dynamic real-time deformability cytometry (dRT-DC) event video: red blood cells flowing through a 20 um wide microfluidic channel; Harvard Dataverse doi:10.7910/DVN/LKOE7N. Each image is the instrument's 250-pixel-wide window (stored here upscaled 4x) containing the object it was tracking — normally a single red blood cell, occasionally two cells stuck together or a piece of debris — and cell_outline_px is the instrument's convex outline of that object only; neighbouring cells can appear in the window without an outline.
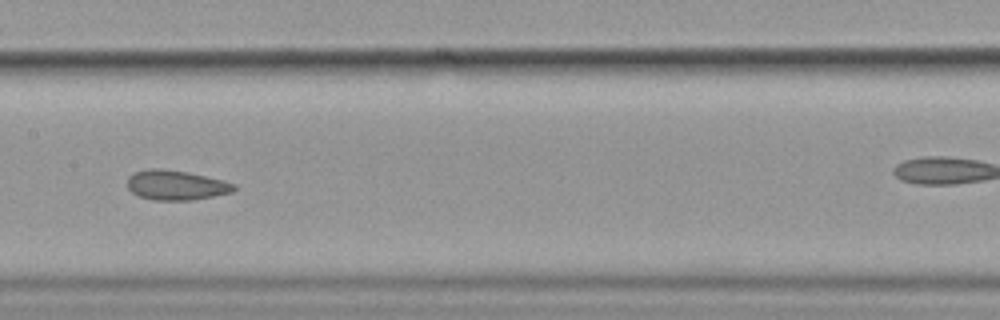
{"species": "common noctule bat (a hibernating species)", "species_latin": "Nyctalus noctula", "temperature_condition": "cold", "stored_images_in_passage": 8, "camera_frame_rate_fps": 3000, "um_per_image_px": 0.085, "animal": {"sex": "female", "body_mass_g": 19.9}, "frame": {"image": 1, "passage_image": 5, "time_ms": 4.667, "image_size_px": [1000, 320], "cell_outline_px": [[236, 188], [232, 192], [192, 200], [152, 200], [140, 196], [132, 192], [128, 188], [128, 176], [136, 172], [152, 168], [160, 168], [188, 172], [224, 180], [236, 184]], "centroid_in_image_um": [14.98, 15.73], "position_along_channel_um": 192.4, "area_um2": 18.44}}
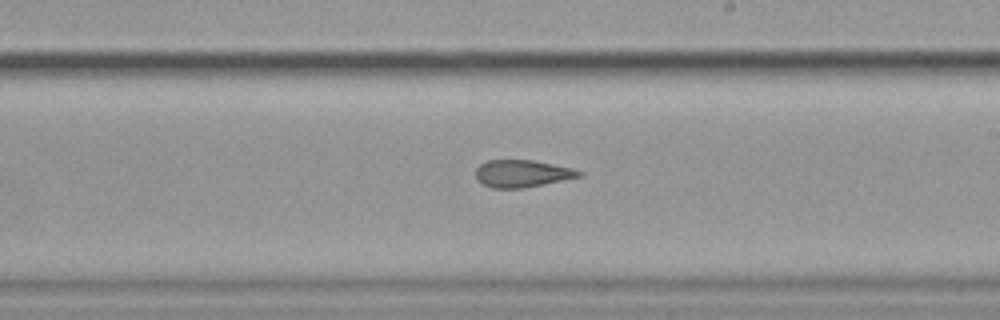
{"frame": {"image": 2, "passage_image": 7, "time_ms": 8.0, "image_size_px": [1000, 320], "cell_outline_px": [[584, 176], [524, 188], [492, 188], [480, 184], [476, 180], [476, 168], [480, 164], [488, 160], [532, 160], [572, 168], [584, 172]], "centroid_in_image_um": [44.37, 14.76], "position_along_channel_um": 244.6, "area_um2": 16.59}}
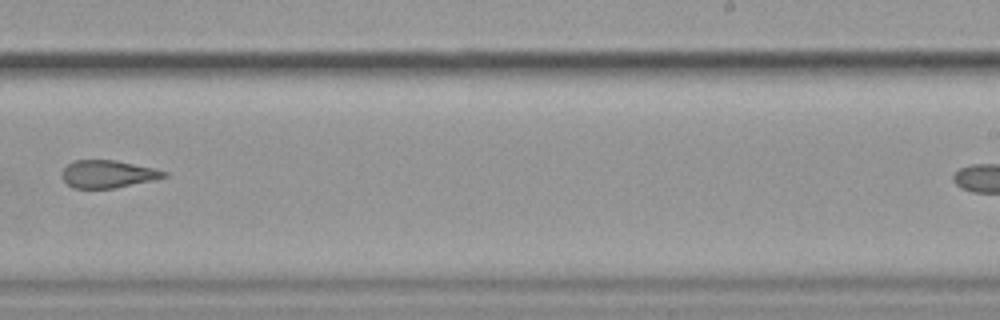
{"frame": {"image": 3, "passage_image": 8, "time_ms": 9.0, "image_size_px": [1000, 320], "cell_outline_px": [[168, 176], [152, 180], [116, 188], [72, 188], [64, 180], [64, 168], [68, 164], [76, 160], [116, 160], [152, 168], [168, 172]], "centroid_in_image_um": [9.19, 14.79], "position_along_channel_um": 279.8, "area_um2": 16.13}}